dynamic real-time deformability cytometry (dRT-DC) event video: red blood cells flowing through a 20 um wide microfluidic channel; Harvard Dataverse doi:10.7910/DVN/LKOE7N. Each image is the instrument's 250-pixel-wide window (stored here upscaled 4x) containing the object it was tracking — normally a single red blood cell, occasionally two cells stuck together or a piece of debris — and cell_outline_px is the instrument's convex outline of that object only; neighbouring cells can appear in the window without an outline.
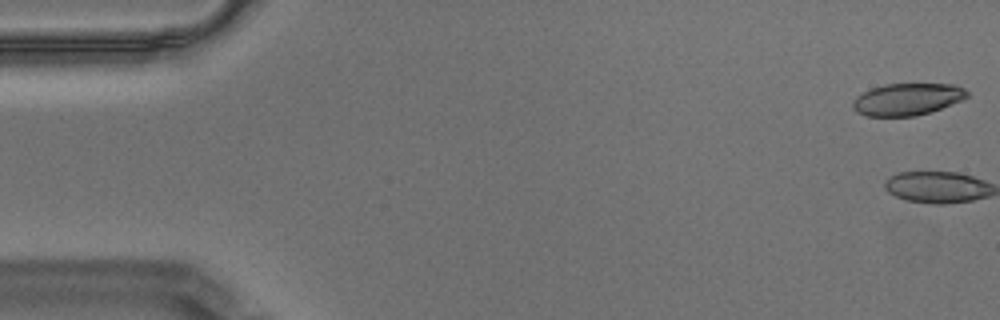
{"species": "Egyptian fruit bat (a non-hibernating species)", "species_latin": "Rousettus aegyptiacus", "temperature_condition": "warm", "stored_images_in_passage": 2, "camera_frame_rate_fps": 3000, "um_per_image_px": 0.085, "animal": {"sex": "male"}, "frame": {"image": 1, "passage_image": 1, "time_ms": 0.0, "image_size_px": [1000, 320], "cell_outline_px": [[968, 96], [960, 100], [940, 108], [916, 116], [868, 116], [856, 112], [852, 108], [852, 100], [856, 96], [872, 88], [884, 84], [956, 84], [964, 88], [968, 92]], "centroid_in_image_um": [77.08, 8.43], "position_along_channel_um": 7.9, "area_um2": 21.21}}